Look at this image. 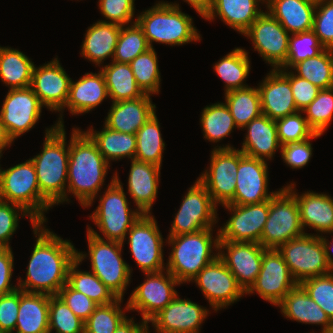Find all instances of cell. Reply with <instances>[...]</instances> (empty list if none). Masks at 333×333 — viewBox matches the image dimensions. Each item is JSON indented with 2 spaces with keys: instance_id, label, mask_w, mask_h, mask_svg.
Returning a JSON list of instances; mask_svg holds the SVG:
<instances>
[{
  "instance_id": "74e56055",
  "label": "cell",
  "mask_w": 333,
  "mask_h": 333,
  "mask_svg": "<svg viewBox=\"0 0 333 333\" xmlns=\"http://www.w3.org/2000/svg\"><path fill=\"white\" fill-rule=\"evenodd\" d=\"M248 54L245 49L237 47L215 63L214 71L225 83L224 92L249 87L244 84L251 69Z\"/></svg>"
},
{
  "instance_id": "4fadbf2b",
  "label": "cell",
  "mask_w": 333,
  "mask_h": 333,
  "mask_svg": "<svg viewBox=\"0 0 333 333\" xmlns=\"http://www.w3.org/2000/svg\"><path fill=\"white\" fill-rule=\"evenodd\" d=\"M128 235V236H127ZM130 252L143 273L166 270L163 254V236L151 214H142L126 234Z\"/></svg>"
},
{
  "instance_id": "3957f363",
  "label": "cell",
  "mask_w": 333,
  "mask_h": 333,
  "mask_svg": "<svg viewBox=\"0 0 333 333\" xmlns=\"http://www.w3.org/2000/svg\"><path fill=\"white\" fill-rule=\"evenodd\" d=\"M41 153L30 160L36 170L40 193L54 206L66 202L69 162L64 126L46 128Z\"/></svg>"
},
{
  "instance_id": "4316f807",
  "label": "cell",
  "mask_w": 333,
  "mask_h": 333,
  "mask_svg": "<svg viewBox=\"0 0 333 333\" xmlns=\"http://www.w3.org/2000/svg\"><path fill=\"white\" fill-rule=\"evenodd\" d=\"M149 94L133 99L112 102L104 125L111 130L127 134L136 132L156 113Z\"/></svg>"
},
{
  "instance_id": "83f0119b",
  "label": "cell",
  "mask_w": 333,
  "mask_h": 333,
  "mask_svg": "<svg viewBox=\"0 0 333 333\" xmlns=\"http://www.w3.org/2000/svg\"><path fill=\"white\" fill-rule=\"evenodd\" d=\"M161 167L136 159L131 160L128 175V193L136 208L143 214H151L160 178Z\"/></svg>"
},
{
  "instance_id": "277c9868",
  "label": "cell",
  "mask_w": 333,
  "mask_h": 333,
  "mask_svg": "<svg viewBox=\"0 0 333 333\" xmlns=\"http://www.w3.org/2000/svg\"><path fill=\"white\" fill-rule=\"evenodd\" d=\"M213 228L195 233L168 236L166 243L172 246L168 257V270L181 284L191 282L197 274L218 257L213 249H219V231L213 239ZM213 253V254H212Z\"/></svg>"
},
{
  "instance_id": "7a4b0ae2",
  "label": "cell",
  "mask_w": 333,
  "mask_h": 333,
  "mask_svg": "<svg viewBox=\"0 0 333 333\" xmlns=\"http://www.w3.org/2000/svg\"><path fill=\"white\" fill-rule=\"evenodd\" d=\"M70 137L66 202L72 193L87 208L98 198L110 164L85 131L74 127Z\"/></svg>"
},
{
  "instance_id": "f35d334b",
  "label": "cell",
  "mask_w": 333,
  "mask_h": 333,
  "mask_svg": "<svg viewBox=\"0 0 333 333\" xmlns=\"http://www.w3.org/2000/svg\"><path fill=\"white\" fill-rule=\"evenodd\" d=\"M225 104L236 126L243 129L250 121L262 114L258 87H247L225 92Z\"/></svg>"
},
{
  "instance_id": "ba28073f",
  "label": "cell",
  "mask_w": 333,
  "mask_h": 333,
  "mask_svg": "<svg viewBox=\"0 0 333 333\" xmlns=\"http://www.w3.org/2000/svg\"><path fill=\"white\" fill-rule=\"evenodd\" d=\"M86 235L88 254L77 250V258L82 262L88 256L91 271L117 298L123 299L132 273V267L122 258L121 251L124 244L98 238L88 231Z\"/></svg>"
},
{
  "instance_id": "bcb514c9",
  "label": "cell",
  "mask_w": 333,
  "mask_h": 333,
  "mask_svg": "<svg viewBox=\"0 0 333 333\" xmlns=\"http://www.w3.org/2000/svg\"><path fill=\"white\" fill-rule=\"evenodd\" d=\"M122 298L111 304L99 305L84 325V333H114L118 325L127 317L121 307Z\"/></svg>"
},
{
  "instance_id": "1f68e13d",
  "label": "cell",
  "mask_w": 333,
  "mask_h": 333,
  "mask_svg": "<svg viewBox=\"0 0 333 333\" xmlns=\"http://www.w3.org/2000/svg\"><path fill=\"white\" fill-rule=\"evenodd\" d=\"M265 7L289 34L313 29L316 6L307 0H266Z\"/></svg>"
},
{
  "instance_id": "ab89813d",
  "label": "cell",
  "mask_w": 333,
  "mask_h": 333,
  "mask_svg": "<svg viewBox=\"0 0 333 333\" xmlns=\"http://www.w3.org/2000/svg\"><path fill=\"white\" fill-rule=\"evenodd\" d=\"M80 263L82 262L78 258L71 263L68 270L67 284L98 305H108L116 301L118 298L92 271L78 269Z\"/></svg>"
},
{
  "instance_id": "9a60e30c",
  "label": "cell",
  "mask_w": 333,
  "mask_h": 333,
  "mask_svg": "<svg viewBox=\"0 0 333 333\" xmlns=\"http://www.w3.org/2000/svg\"><path fill=\"white\" fill-rule=\"evenodd\" d=\"M242 35L252 41L254 51H258L273 69H280L285 64L290 34L268 11L263 12Z\"/></svg>"
},
{
  "instance_id": "d590c367",
  "label": "cell",
  "mask_w": 333,
  "mask_h": 333,
  "mask_svg": "<svg viewBox=\"0 0 333 333\" xmlns=\"http://www.w3.org/2000/svg\"><path fill=\"white\" fill-rule=\"evenodd\" d=\"M34 62L25 53L0 46V79L9 89L31 86Z\"/></svg>"
},
{
  "instance_id": "9c48e42d",
  "label": "cell",
  "mask_w": 333,
  "mask_h": 333,
  "mask_svg": "<svg viewBox=\"0 0 333 333\" xmlns=\"http://www.w3.org/2000/svg\"><path fill=\"white\" fill-rule=\"evenodd\" d=\"M304 234L296 197L283 186L269 200V214L259 243L265 249H278Z\"/></svg>"
},
{
  "instance_id": "7dc6e473",
  "label": "cell",
  "mask_w": 333,
  "mask_h": 333,
  "mask_svg": "<svg viewBox=\"0 0 333 333\" xmlns=\"http://www.w3.org/2000/svg\"><path fill=\"white\" fill-rule=\"evenodd\" d=\"M310 128L323 135L333 119V87L321 89L317 97L302 110Z\"/></svg>"
},
{
  "instance_id": "a7ac6f4b",
  "label": "cell",
  "mask_w": 333,
  "mask_h": 333,
  "mask_svg": "<svg viewBox=\"0 0 333 333\" xmlns=\"http://www.w3.org/2000/svg\"><path fill=\"white\" fill-rule=\"evenodd\" d=\"M327 333H333V322H332V324L330 325V327H329V331H328Z\"/></svg>"
},
{
  "instance_id": "836d02e7",
  "label": "cell",
  "mask_w": 333,
  "mask_h": 333,
  "mask_svg": "<svg viewBox=\"0 0 333 333\" xmlns=\"http://www.w3.org/2000/svg\"><path fill=\"white\" fill-rule=\"evenodd\" d=\"M50 295L20 290L16 333H49Z\"/></svg>"
},
{
  "instance_id": "ee69618b",
  "label": "cell",
  "mask_w": 333,
  "mask_h": 333,
  "mask_svg": "<svg viewBox=\"0 0 333 333\" xmlns=\"http://www.w3.org/2000/svg\"><path fill=\"white\" fill-rule=\"evenodd\" d=\"M129 65L136 83L145 94H159L161 74L154 47L138 55Z\"/></svg>"
},
{
  "instance_id": "681fc988",
  "label": "cell",
  "mask_w": 333,
  "mask_h": 333,
  "mask_svg": "<svg viewBox=\"0 0 333 333\" xmlns=\"http://www.w3.org/2000/svg\"><path fill=\"white\" fill-rule=\"evenodd\" d=\"M324 49L313 30L290 34L287 60L280 69L289 70L294 64L315 57Z\"/></svg>"
},
{
  "instance_id": "03108f58",
  "label": "cell",
  "mask_w": 333,
  "mask_h": 333,
  "mask_svg": "<svg viewBox=\"0 0 333 333\" xmlns=\"http://www.w3.org/2000/svg\"><path fill=\"white\" fill-rule=\"evenodd\" d=\"M321 241H322V244L324 246V251H325V255H326L327 261L329 263V266H330L331 270L333 271V258L331 256L332 254H330V249H333V238H332V240L330 242L326 238V236L324 237L323 235H321Z\"/></svg>"
},
{
  "instance_id": "c3c4849f",
  "label": "cell",
  "mask_w": 333,
  "mask_h": 333,
  "mask_svg": "<svg viewBox=\"0 0 333 333\" xmlns=\"http://www.w3.org/2000/svg\"><path fill=\"white\" fill-rule=\"evenodd\" d=\"M49 333H84L85 322L58 295H50Z\"/></svg>"
},
{
  "instance_id": "d4e9b609",
  "label": "cell",
  "mask_w": 333,
  "mask_h": 333,
  "mask_svg": "<svg viewBox=\"0 0 333 333\" xmlns=\"http://www.w3.org/2000/svg\"><path fill=\"white\" fill-rule=\"evenodd\" d=\"M107 98H109V95L101 71H98V73L87 72L76 82L71 79L67 103L59 112L60 117L55 124L64 126L62 116H64L63 111L66 107L72 115L88 113Z\"/></svg>"
},
{
  "instance_id": "e575fe53",
  "label": "cell",
  "mask_w": 333,
  "mask_h": 333,
  "mask_svg": "<svg viewBox=\"0 0 333 333\" xmlns=\"http://www.w3.org/2000/svg\"><path fill=\"white\" fill-rule=\"evenodd\" d=\"M104 66V67H103ZM112 102L133 100L145 95L138 86L129 63L112 61L100 68Z\"/></svg>"
},
{
  "instance_id": "44dd1931",
  "label": "cell",
  "mask_w": 333,
  "mask_h": 333,
  "mask_svg": "<svg viewBox=\"0 0 333 333\" xmlns=\"http://www.w3.org/2000/svg\"><path fill=\"white\" fill-rule=\"evenodd\" d=\"M268 170L266 161L246 156L239 150L235 195L229 204L249 205L270 200L278 191H268Z\"/></svg>"
},
{
  "instance_id": "be15d7a7",
  "label": "cell",
  "mask_w": 333,
  "mask_h": 333,
  "mask_svg": "<svg viewBox=\"0 0 333 333\" xmlns=\"http://www.w3.org/2000/svg\"><path fill=\"white\" fill-rule=\"evenodd\" d=\"M184 2H188V4L193 7L201 17L204 18L209 12L213 0H184Z\"/></svg>"
},
{
  "instance_id": "d6986e66",
  "label": "cell",
  "mask_w": 333,
  "mask_h": 333,
  "mask_svg": "<svg viewBox=\"0 0 333 333\" xmlns=\"http://www.w3.org/2000/svg\"><path fill=\"white\" fill-rule=\"evenodd\" d=\"M222 207L231 212L230 218L218 229L220 240L259 243L269 214V200L258 204Z\"/></svg>"
},
{
  "instance_id": "f6af8a7d",
  "label": "cell",
  "mask_w": 333,
  "mask_h": 333,
  "mask_svg": "<svg viewBox=\"0 0 333 333\" xmlns=\"http://www.w3.org/2000/svg\"><path fill=\"white\" fill-rule=\"evenodd\" d=\"M150 49L142 28L137 22L121 26L113 60L118 63H130L138 55Z\"/></svg>"
},
{
  "instance_id": "94428289",
  "label": "cell",
  "mask_w": 333,
  "mask_h": 333,
  "mask_svg": "<svg viewBox=\"0 0 333 333\" xmlns=\"http://www.w3.org/2000/svg\"><path fill=\"white\" fill-rule=\"evenodd\" d=\"M14 256L12 248H0V296L12 293L18 289V284H11Z\"/></svg>"
},
{
  "instance_id": "9f6ffc18",
  "label": "cell",
  "mask_w": 333,
  "mask_h": 333,
  "mask_svg": "<svg viewBox=\"0 0 333 333\" xmlns=\"http://www.w3.org/2000/svg\"><path fill=\"white\" fill-rule=\"evenodd\" d=\"M321 134L315 133L311 138L295 143L282 145L280 153L284 163L292 169H300L306 166L312 157L311 139L320 137Z\"/></svg>"
},
{
  "instance_id": "60d3db41",
  "label": "cell",
  "mask_w": 333,
  "mask_h": 333,
  "mask_svg": "<svg viewBox=\"0 0 333 333\" xmlns=\"http://www.w3.org/2000/svg\"><path fill=\"white\" fill-rule=\"evenodd\" d=\"M156 113L136 132L135 159L161 167L165 142Z\"/></svg>"
},
{
  "instance_id": "8fae6325",
  "label": "cell",
  "mask_w": 333,
  "mask_h": 333,
  "mask_svg": "<svg viewBox=\"0 0 333 333\" xmlns=\"http://www.w3.org/2000/svg\"><path fill=\"white\" fill-rule=\"evenodd\" d=\"M210 158V166L197 179L216 205L229 204L235 195L239 149L230 144L217 145L211 151Z\"/></svg>"
},
{
  "instance_id": "6125c7cd",
  "label": "cell",
  "mask_w": 333,
  "mask_h": 333,
  "mask_svg": "<svg viewBox=\"0 0 333 333\" xmlns=\"http://www.w3.org/2000/svg\"><path fill=\"white\" fill-rule=\"evenodd\" d=\"M149 324L142 320L135 323L133 318L126 317L116 328L114 333H150Z\"/></svg>"
},
{
  "instance_id": "003e7915",
  "label": "cell",
  "mask_w": 333,
  "mask_h": 333,
  "mask_svg": "<svg viewBox=\"0 0 333 333\" xmlns=\"http://www.w3.org/2000/svg\"><path fill=\"white\" fill-rule=\"evenodd\" d=\"M307 1L316 6V5L322 4V3L326 2V1H329V0H307Z\"/></svg>"
},
{
  "instance_id": "8d00e7d4",
  "label": "cell",
  "mask_w": 333,
  "mask_h": 333,
  "mask_svg": "<svg viewBox=\"0 0 333 333\" xmlns=\"http://www.w3.org/2000/svg\"><path fill=\"white\" fill-rule=\"evenodd\" d=\"M102 131H95L93 127L85 132L97 144L99 152L110 164L119 159H135L136 134L117 132L103 125Z\"/></svg>"
},
{
  "instance_id": "b9f144b4",
  "label": "cell",
  "mask_w": 333,
  "mask_h": 333,
  "mask_svg": "<svg viewBox=\"0 0 333 333\" xmlns=\"http://www.w3.org/2000/svg\"><path fill=\"white\" fill-rule=\"evenodd\" d=\"M290 70L320 89L333 87V50L324 49L315 57L294 64Z\"/></svg>"
},
{
  "instance_id": "7bdbcfd3",
  "label": "cell",
  "mask_w": 333,
  "mask_h": 333,
  "mask_svg": "<svg viewBox=\"0 0 333 333\" xmlns=\"http://www.w3.org/2000/svg\"><path fill=\"white\" fill-rule=\"evenodd\" d=\"M201 113L200 123L203 136L209 142L217 143L228 137L234 128H238L228 107L223 102L207 105Z\"/></svg>"
},
{
  "instance_id": "4dcf8cb0",
  "label": "cell",
  "mask_w": 333,
  "mask_h": 333,
  "mask_svg": "<svg viewBox=\"0 0 333 333\" xmlns=\"http://www.w3.org/2000/svg\"><path fill=\"white\" fill-rule=\"evenodd\" d=\"M259 3L265 4L266 0H213L204 19L211 22L218 16L230 28L243 34L263 13Z\"/></svg>"
},
{
  "instance_id": "6da1fadb",
  "label": "cell",
  "mask_w": 333,
  "mask_h": 333,
  "mask_svg": "<svg viewBox=\"0 0 333 333\" xmlns=\"http://www.w3.org/2000/svg\"><path fill=\"white\" fill-rule=\"evenodd\" d=\"M39 223L33 232L36 243L30 255L26 278L19 277L18 289L28 293L58 295L67 283L68 270L77 258V250L70 242Z\"/></svg>"
},
{
  "instance_id": "603a6c76",
  "label": "cell",
  "mask_w": 333,
  "mask_h": 333,
  "mask_svg": "<svg viewBox=\"0 0 333 333\" xmlns=\"http://www.w3.org/2000/svg\"><path fill=\"white\" fill-rule=\"evenodd\" d=\"M209 309L177 295L149 322L156 333H200Z\"/></svg>"
},
{
  "instance_id": "91938a15",
  "label": "cell",
  "mask_w": 333,
  "mask_h": 333,
  "mask_svg": "<svg viewBox=\"0 0 333 333\" xmlns=\"http://www.w3.org/2000/svg\"><path fill=\"white\" fill-rule=\"evenodd\" d=\"M20 304V289L0 296V331L14 333Z\"/></svg>"
},
{
  "instance_id": "7c38bea8",
  "label": "cell",
  "mask_w": 333,
  "mask_h": 333,
  "mask_svg": "<svg viewBox=\"0 0 333 333\" xmlns=\"http://www.w3.org/2000/svg\"><path fill=\"white\" fill-rule=\"evenodd\" d=\"M175 214L168 236L195 233L214 228L218 222L217 205L205 186L197 179L191 186Z\"/></svg>"
},
{
  "instance_id": "f546056e",
  "label": "cell",
  "mask_w": 333,
  "mask_h": 333,
  "mask_svg": "<svg viewBox=\"0 0 333 333\" xmlns=\"http://www.w3.org/2000/svg\"><path fill=\"white\" fill-rule=\"evenodd\" d=\"M277 307L289 320L303 324L322 325L320 333H327L333 322L300 284L290 290Z\"/></svg>"
},
{
  "instance_id": "30bf717a",
  "label": "cell",
  "mask_w": 333,
  "mask_h": 333,
  "mask_svg": "<svg viewBox=\"0 0 333 333\" xmlns=\"http://www.w3.org/2000/svg\"><path fill=\"white\" fill-rule=\"evenodd\" d=\"M298 284L303 280L333 272L327 261L321 235L305 233L277 249Z\"/></svg>"
},
{
  "instance_id": "11a10c76",
  "label": "cell",
  "mask_w": 333,
  "mask_h": 333,
  "mask_svg": "<svg viewBox=\"0 0 333 333\" xmlns=\"http://www.w3.org/2000/svg\"><path fill=\"white\" fill-rule=\"evenodd\" d=\"M312 30L325 49L333 50V0L316 5Z\"/></svg>"
},
{
  "instance_id": "5bb4252c",
  "label": "cell",
  "mask_w": 333,
  "mask_h": 333,
  "mask_svg": "<svg viewBox=\"0 0 333 333\" xmlns=\"http://www.w3.org/2000/svg\"><path fill=\"white\" fill-rule=\"evenodd\" d=\"M144 274L146 279L132 291L125 311H138L149 323L178 295L175 287L181 283L168 270Z\"/></svg>"
},
{
  "instance_id": "f907efd6",
  "label": "cell",
  "mask_w": 333,
  "mask_h": 333,
  "mask_svg": "<svg viewBox=\"0 0 333 333\" xmlns=\"http://www.w3.org/2000/svg\"><path fill=\"white\" fill-rule=\"evenodd\" d=\"M302 114V111H298L276 120L278 140L281 146L305 141L315 134Z\"/></svg>"
},
{
  "instance_id": "ac0fdd59",
  "label": "cell",
  "mask_w": 333,
  "mask_h": 333,
  "mask_svg": "<svg viewBox=\"0 0 333 333\" xmlns=\"http://www.w3.org/2000/svg\"><path fill=\"white\" fill-rule=\"evenodd\" d=\"M0 117L9 137L14 141L34 128L44 107L31 87L9 89Z\"/></svg>"
},
{
  "instance_id": "d6a6232c",
  "label": "cell",
  "mask_w": 333,
  "mask_h": 333,
  "mask_svg": "<svg viewBox=\"0 0 333 333\" xmlns=\"http://www.w3.org/2000/svg\"><path fill=\"white\" fill-rule=\"evenodd\" d=\"M121 26L115 23L97 21L85 33L81 46V56L92 61L96 66L102 65L106 58H112L117 45Z\"/></svg>"
},
{
  "instance_id": "2e32d148",
  "label": "cell",
  "mask_w": 333,
  "mask_h": 333,
  "mask_svg": "<svg viewBox=\"0 0 333 333\" xmlns=\"http://www.w3.org/2000/svg\"><path fill=\"white\" fill-rule=\"evenodd\" d=\"M297 285L282 254L277 249H266L261 270L246 294L256 292L263 300L277 306Z\"/></svg>"
},
{
  "instance_id": "e0dca14e",
  "label": "cell",
  "mask_w": 333,
  "mask_h": 333,
  "mask_svg": "<svg viewBox=\"0 0 333 333\" xmlns=\"http://www.w3.org/2000/svg\"><path fill=\"white\" fill-rule=\"evenodd\" d=\"M192 282L196 283L195 285L199 287L211 308L216 312L222 308H228L246 294L219 257L206 265Z\"/></svg>"
},
{
  "instance_id": "db71d44e",
  "label": "cell",
  "mask_w": 333,
  "mask_h": 333,
  "mask_svg": "<svg viewBox=\"0 0 333 333\" xmlns=\"http://www.w3.org/2000/svg\"><path fill=\"white\" fill-rule=\"evenodd\" d=\"M135 0H99L98 6L105 20H99L106 23H115L120 26L129 25L133 21L135 14Z\"/></svg>"
},
{
  "instance_id": "680465c9",
  "label": "cell",
  "mask_w": 333,
  "mask_h": 333,
  "mask_svg": "<svg viewBox=\"0 0 333 333\" xmlns=\"http://www.w3.org/2000/svg\"><path fill=\"white\" fill-rule=\"evenodd\" d=\"M58 296L84 322L99 306L83 293L72 289L67 283L60 289Z\"/></svg>"
},
{
  "instance_id": "cb8c5ba5",
  "label": "cell",
  "mask_w": 333,
  "mask_h": 333,
  "mask_svg": "<svg viewBox=\"0 0 333 333\" xmlns=\"http://www.w3.org/2000/svg\"><path fill=\"white\" fill-rule=\"evenodd\" d=\"M259 84L262 114L272 120L298 112L290 80L279 70L271 69Z\"/></svg>"
},
{
  "instance_id": "f1b7e54d",
  "label": "cell",
  "mask_w": 333,
  "mask_h": 333,
  "mask_svg": "<svg viewBox=\"0 0 333 333\" xmlns=\"http://www.w3.org/2000/svg\"><path fill=\"white\" fill-rule=\"evenodd\" d=\"M243 129L247 130L241 150L246 156L271 160L276 150L281 148L278 140L276 121L261 114L250 121Z\"/></svg>"
},
{
  "instance_id": "8992f818",
  "label": "cell",
  "mask_w": 333,
  "mask_h": 333,
  "mask_svg": "<svg viewBox=\"0 0 333 333\" xmlns=\"http://www.w3.org/2000/svg\"><path fill=\"white\" fill-rule=\"evenodd\" d=\"M123 183L118 173H114L103 195L99 197V205L89 216L103 234V237L88 225L87 231L98 238L124 243L126 234L143 214L139 209L132 210Z\"/></svg>"
},
{
  "instance_id": "484cf974",
  "label": "cell",
  "mask_w": 333,
  "mask_h": 333,
  "mask_svg": "<svg viewBox=\"0 0 333 333\" xmlns=\"http://www.w3.org/2000/svg\"><path fill=\"white\" fill-rule=\"evenodd\" d=\"M295 183L285 187L296 197L299 207L300 222L305 232V228L316 230L317 236L320 234L333 233V198L324 193L307 191L298 195L295 191ZM319 233V234H318Z\"/></svg>"
},
{
  "instance_id": "7402d4cb",
  "label": "cell",
  "mask_w": 333,
  "mask_h": 333,
  "mask_svg": "<svg viewBox=\"0 0 333 333\" xmlns=\"http://www.w3.org/2000/svg\"><path fill=\"white\" fill-rule=\"evenodd\" d=\"M71 79L56 57L42 66L34 65L30 87L43 106L60 112L67 103Z\"/></svg>"
},
{
  "instance_id": "5b68a950",
  "label": "cell",
  "mask_w": 333,
  "mask_h": 333,
  "mask_svg": "<svg viewBox=\"0 0 333 333\" xmlns=\"http://www.w3.org/2000/svg\"><path fill=\"white\" fill-rule=\"evenodd\" d=\"M135 21L142 28L150 48H153L152 42L180 46L201 40L192 17L182 12L178 3L159 1L137 15Z\"/></svg>"
},
{
  "instance_id": "52a82bcc",
  "label": "cell",
  "mask_w": 333,
  "mask_h": 333,
  "mask_svg": "<svg viewBox=\"0 0 333 333\" xmlns=\"http://www.w3.org/2000/svg\"><path fill=\"white\" fill-rule=\"evenodd\" d=\"M0 200L23 207L38 222L53 205L40 193L36 170L29 159L8 169L0 167Z\"/></svg>"
},
{
  "instance_id": "816d5d0a",
  "label": "cell",
  "mask_w": 333,
  "mask_h": 333,
  "mask_svg": "<svg viewBox=\"0 0 333 333\" xmlns=\"http://www.w3.org/2000/svg\"><path fill=\"white\" fill-rule=\"evenodd\" d=\"M24 216L30 219L32 228L39 224L23 207L0 200V248H11L10 238L18 228L19 218Z\"/></svg>"
},
{
  "instance_id": "ffe728a7",
  "label": "cell",
  "mask_w": 333,
  "mask_h": 333,
  "mask_svg": "<svg viewBox=\"0 0 333 333\" xmlns=\"http://www.w3.org/2000/svg\"><path fill=\"white\" fill-rule=\"evenodd\" d=\"M265 250L260 243L256 242L219 240L218 257L229 268L238 285L246 293L261 270Z\"/></svg>"
},
{
  "instance_id": "e7e4bbea",
  "label": "cell",
  "mask_w": 333,
  "mask_h": 333,
  "mask_svg": "<svg viewBox=\"0 0 333 333\" xmlns=\"http://www.w3.org/2000/svg\"><path fill=\"white\" fill-rule=\"evenodd\" d=\"M13 140L9 137L4 124L2 123L0 117V155H3V151L6 147H10L12 145Z\"/></svg>"
},
{
  "instance_id": "f5cc1de1",
  "label": "cell",
  "mask_w": 333,
  "mask_h": 333,
  "mask_svg": "<svg viewBox=\"0 0 333 333\" xmlns=\"http://www.w3.org/2000/svg\"><path fill=\"white\" fill-rule=\"evenodd\" d=\"M300 285L333 321V272L305 279Z\"/></svg>"
},
{
  "instance_id": "6f0895ef",
  "label": "cell",
  "mask_w": 333,
  "mask_h": 333,
  "mask_svg": "<svg viewBox=\"0 0 333 333\" xmlns=\"http://www.w3.org/2000/svg\"><path fill=\"white\" fill-rule=\"evenodd\" d=\"M279 70L290 80L295 105L299 111H302L317 97L321 89L307 79L295 75L292 70Z\"/></svg>"
}]
</instances>
